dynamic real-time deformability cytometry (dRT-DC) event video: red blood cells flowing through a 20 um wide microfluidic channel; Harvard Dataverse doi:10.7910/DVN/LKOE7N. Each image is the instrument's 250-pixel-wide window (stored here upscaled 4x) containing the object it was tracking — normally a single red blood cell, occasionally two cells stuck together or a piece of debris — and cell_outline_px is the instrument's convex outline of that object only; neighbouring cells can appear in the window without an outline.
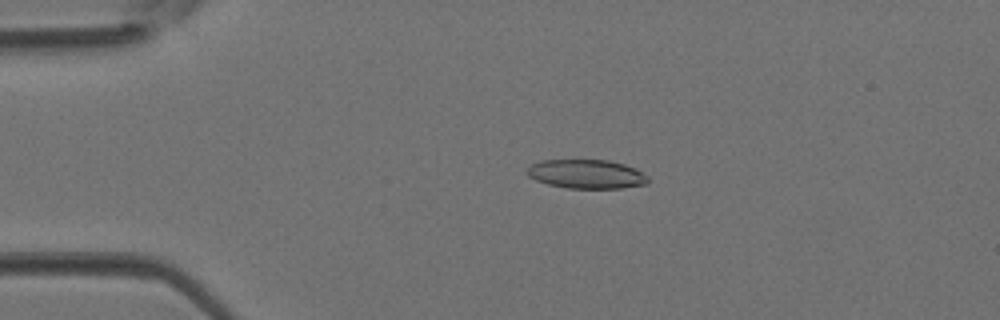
{"species": "Egyptian fruit bat (a non-hibernating species)", "species_latin": "Rousettus aegyptiacus", "temperature_condition": "room temperature", "stored_images_in_passage": 43, "camera_frame_rate_fps": 3000, "um_per_image_px": 0.085, "animal": {"sex": "female"}, "frame": {"image": 1, "passage_image": 9, "time_ms": 2.667, "image_size_px": [1000, 320], "cell_outline_px": [[648, 180], [644, 184], [620, 188], [568, 188], [548, 184], [536, 180], [528, 176], [524, 172], [524, 168], [540, 160], [608, 160], [624, 164], [636, 168], [648, 176]], "centroid_in_image_um": [49.8, 14.78], "position_along_channel_um": 35.2, "area_um2": 20.52}}
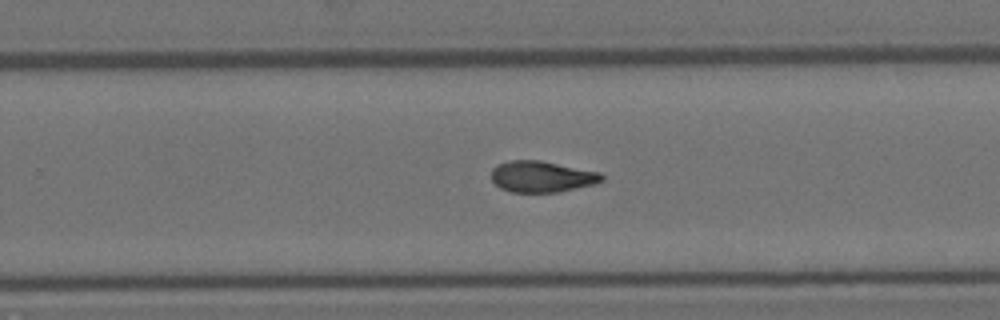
{"frame": {"image": 2, "passage_image": 27, "time_ms": 8.667, "image_size_px": [1000, 320], "cell_outline_px": [[604, 180], [596, 184], [560, 192], [512, 192], [500, 188], [492, 180], [492, 168], [496, 164], [512, 160], [540, 160], [600, 172], [604, 176]], "centroid_in_image_um": [46.07, 15.01], "position_along_channel_um": 283.7, "area_um2": 20.23}}
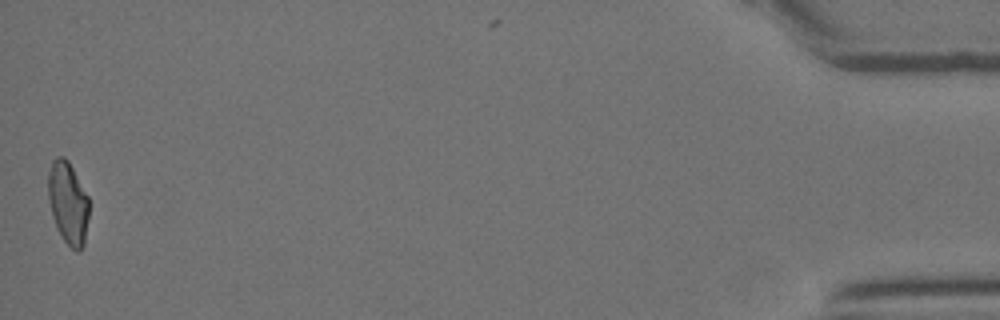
{"frame": {"image": 3, "passage_image": 42, "time_ms": 13.667, "image_size_px": [1000, 320], "cell_outline_px": [[88, 216], [84, 244], [80, 252], [76, 252], [64, 240], [56, 228], [52, 216], [48, 200], [48, 172], [52, 160], [56, 156], [64, 156], [68, 160], [88, 196]], "centroid_in_image_um": [5.76, 17.23], "position_along_channel_um": 429.4, "area_um2": 19.71}}